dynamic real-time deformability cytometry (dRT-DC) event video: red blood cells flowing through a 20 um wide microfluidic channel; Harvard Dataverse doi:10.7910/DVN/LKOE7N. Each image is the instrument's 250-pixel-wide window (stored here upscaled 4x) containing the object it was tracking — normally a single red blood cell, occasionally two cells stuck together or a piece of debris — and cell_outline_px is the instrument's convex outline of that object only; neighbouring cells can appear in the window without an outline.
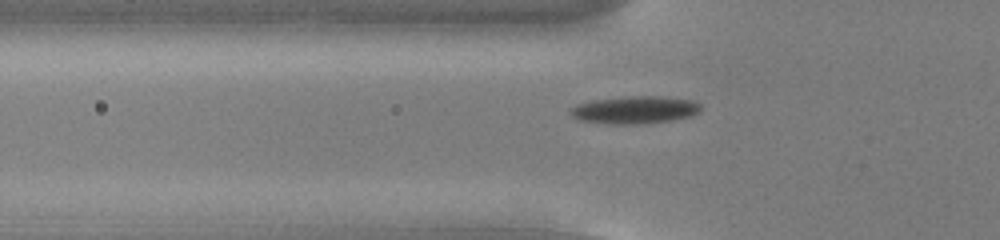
{"species": "common noctule bat (a hibernating species)", "species_latin": "Nyctalus noctula", "temperature_condition": "cold", "stored_images_in_passage": 38, "camera_frame_rate_fps": 3000, "um_per_image_px": 0.085, "animal": {"sex": "male", "body_mass_g": 13.0, "forearm_length_mm": 53.1}, "frame": {"image": 1, "passage_image": 2, "time_ms": 0.333, "image_size_px": [1000, 240], "cell_outline_px": [[700, 112], [692, 116], [672, 120], [628, 124], [608, 124], [580, 120], [572, 116], [572, 108], [576, 104], [592, 100], [628, 96], [660, 96], [692, 100], [700, 104]], "centroid_in_image_um": [53.98, 9.33], "position_along_channel_um": 71.8, "area_um2": 20.75}}
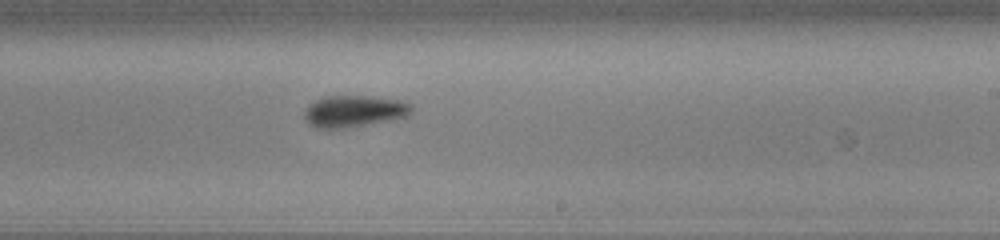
{"frame": {"image": 2, "passage_image": 17, "time_ms": 5.333, "image_size_px": [1000, 240], "cell_outline_px": [[412, 112], [408, 116], [392, 120], [344, 128], [316, 128], [308, 124], [304, 116], [304, 112], [316, 100], [328, 96], [372, 96], [400, 100], [412, 104]], "centroid_in_image_um": [30.14, 9.46], "position_along_channel_um": 258.9, "area_um2": 19.71}}
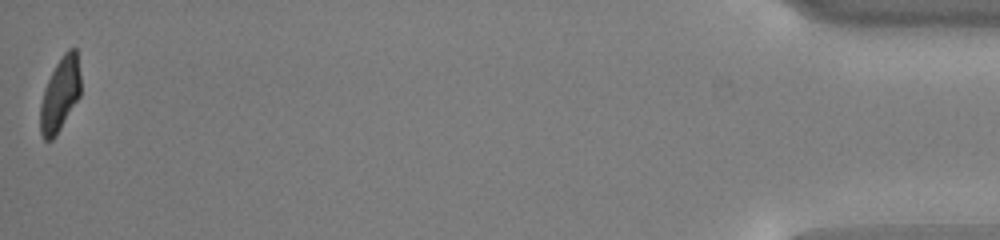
{"frame": {"image": 3, "passage_image": 38, "time_ms": 12.333, "image_size_px": [1000, 240], "cell_outline_px": [[80, 96], [56, 136], [52, 140], [44, 140], [40, 132], [40, 104], [44, 88], [56, 64], [64, 52], [68, 48], [76, 48], [80, 76]], "centroid_in_image_um": [5.1, 8.03], "position_along_channel_um": 430.1, "area_um2": 17.4}, "authors_computed_cell_mechanics": {"area_um2": 19.3341, "velocity_mm_per_s": 3.748, "shape_relaxation_time_tau1_ms": 2.9781, "shape_relaxation_time_tau2_ms": 3.1174, "deformation_change_tau1": 0.1148, "deformation_change_tau2": 0.0856}}